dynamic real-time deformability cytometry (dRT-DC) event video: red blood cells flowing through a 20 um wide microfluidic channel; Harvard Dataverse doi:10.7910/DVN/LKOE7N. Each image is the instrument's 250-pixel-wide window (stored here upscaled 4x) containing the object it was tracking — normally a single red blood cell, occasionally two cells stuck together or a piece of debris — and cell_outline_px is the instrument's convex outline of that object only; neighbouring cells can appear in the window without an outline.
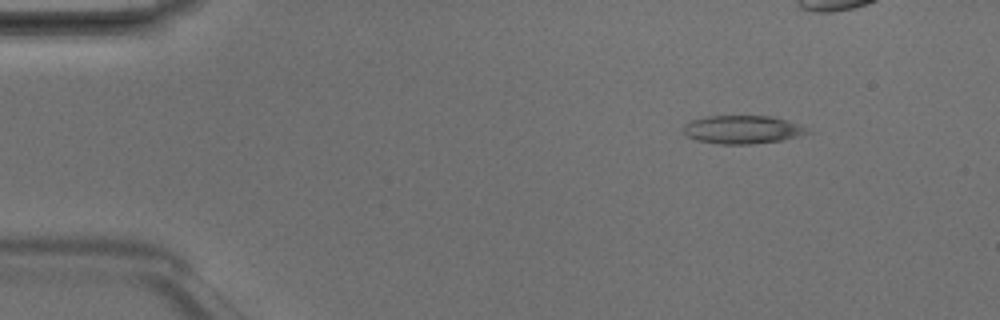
{"species": "Egyptian fruit bat (a non-hibernating species)", "species_latin": "Rousettus aegyptiacus", "temperature_condition": "room temperature", "stored_images_in_passage": 5, "camera_frame_rate_fps": 3000, "um_per_image_px": 0.085, "animal": {"sex": "male"}, "frame": {"image": 1, "passage_image": 2, "time_ms": 0.333, "image_size_px": [1000, 320], "cell_outline_px": [[812, 132], [780, 140], [748, 144], [720, 144], [696, 140], [684, 136], [684, 124], [692, 120], [708, 116], [772, 116], [788, 120]], "centroid_in_image_um": [63.04, 11.01], "position_along_channel_um": 22.0, "area_um2": 20.17}}